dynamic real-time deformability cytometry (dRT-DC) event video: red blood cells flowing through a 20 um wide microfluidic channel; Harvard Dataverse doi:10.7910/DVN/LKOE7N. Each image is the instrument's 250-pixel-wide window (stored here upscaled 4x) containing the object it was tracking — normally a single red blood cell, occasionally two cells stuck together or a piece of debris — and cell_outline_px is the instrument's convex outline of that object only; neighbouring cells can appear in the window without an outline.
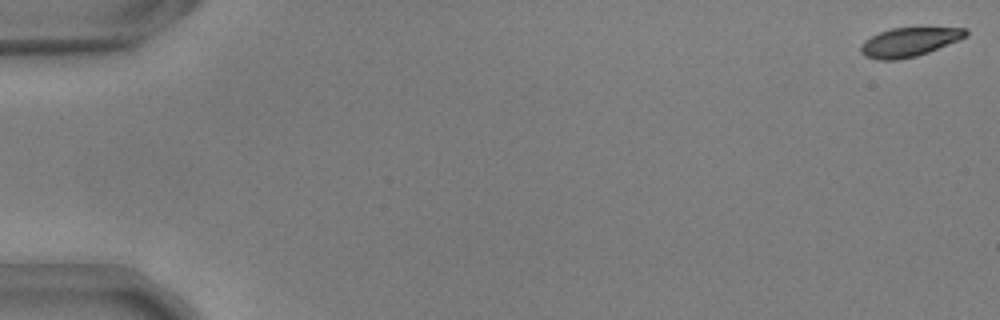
{"species": "common noctule bat (a hibernating species)", "species_latin": "Nyctalus noctula", "temperature_condition": "warm", "stored_images_in_passage": 14, "camera_frame_rate_fps": 3000, "um_per_image_px": 0.085, "animal": {"sex": "male", "body_mass_g": 17.9, "forearm_length_mm": 54.2}, "frame": {"image": 1, "passage_image": 1, "time_ms": 0.0, "image_size_px": [1000, 320], "cell_outline_px": [[968, 36], [928, 52], [916, 56], [896, 60], [880, 60], [864, 56], [860, 52], [860, 48], [864, 40], [880, 32], [892, 28], [964, 28], [968, 32]], "centroid_in_image_um": [77.25, 3.58], "position_along_channel_um": 7.7, "area_um2": 17.51}}